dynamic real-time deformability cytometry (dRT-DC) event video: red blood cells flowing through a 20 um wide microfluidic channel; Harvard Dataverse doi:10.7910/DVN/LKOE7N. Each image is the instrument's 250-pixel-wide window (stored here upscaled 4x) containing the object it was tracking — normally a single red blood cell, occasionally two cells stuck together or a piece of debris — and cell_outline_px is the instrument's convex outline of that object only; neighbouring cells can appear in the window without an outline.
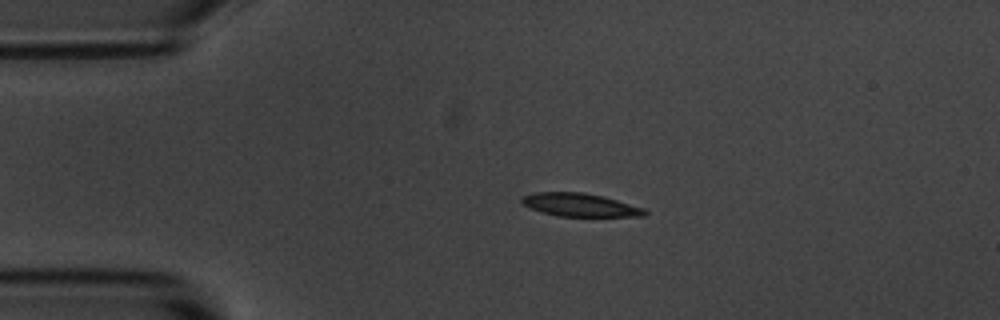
{"species": "common noctule bat (a hibernating species)", "species_latin": "Nyctalus noctula", "temperature_condition": "room temperature", "stored_images_in_passage": 4, "camera_frame_rate_fps": 3000, "um_per_image_px": 0.085, "animal": {"sex": "male", "body_mass_g": 20.1, "forearm_length_mm": 53.5}, "frame": {"image": 1, "passage_image": 3, "time_ms": 2.0, "image_size_px": [1000, 320], "cell_outline_px": [[648, 212], [644, 216], [556, 216], [540, 212], [524, 204], [520, 200], [520, 196], [532, 192], [584, 192], [604, 196], [644, 208]], "centroid_in_image_um": [49.27, 17.41], "position_along_channel_um": 35.7, "area_um2": 16.7}}